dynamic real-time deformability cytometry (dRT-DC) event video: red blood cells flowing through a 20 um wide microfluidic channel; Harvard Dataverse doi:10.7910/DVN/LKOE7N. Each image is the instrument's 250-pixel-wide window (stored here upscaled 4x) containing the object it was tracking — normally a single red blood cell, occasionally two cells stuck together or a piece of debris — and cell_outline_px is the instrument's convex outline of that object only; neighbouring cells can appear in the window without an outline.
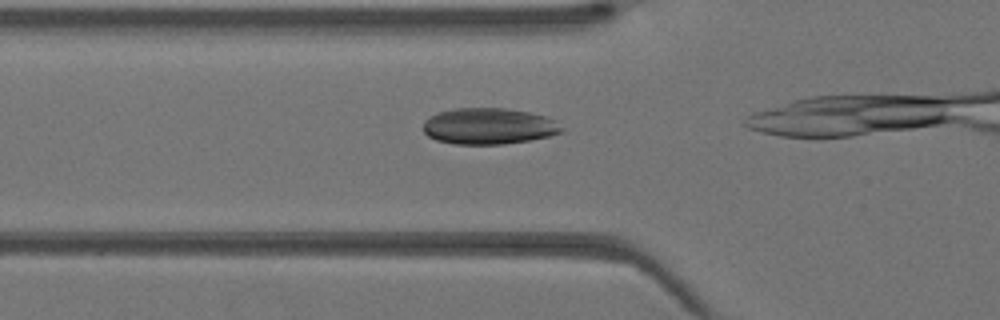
{"species": "Egyptian fruit bat (a non-hibernating species)", "species_latin": "Rousettus aegyptiacus", "temperature_condition": "warm", "stored_images_in_passage": 6, "camera_frame_rate_fps": 3000, "um_per_image_px": 0.085, "animal": {"sex": "female"}, "frame": {"image": 1, "passage_image": 2, "time_ms": 0.333, "image_size_px": [1000, 320], "cell_outline_px": [[564, 132], [548, 136], [528, 140], [504, 144], [456, 144], [436, 140], [428, 136], [424, 132], [424, 120], [428, 116], [436, 112], [456, 108], [504, 108], [528, 112], [548, 116], [556, 120], [564, 128]], "centroid_in_image_um": [41.55, 10.71], "position_along_channel_um": 84.2, "area_um2": 29.48}}
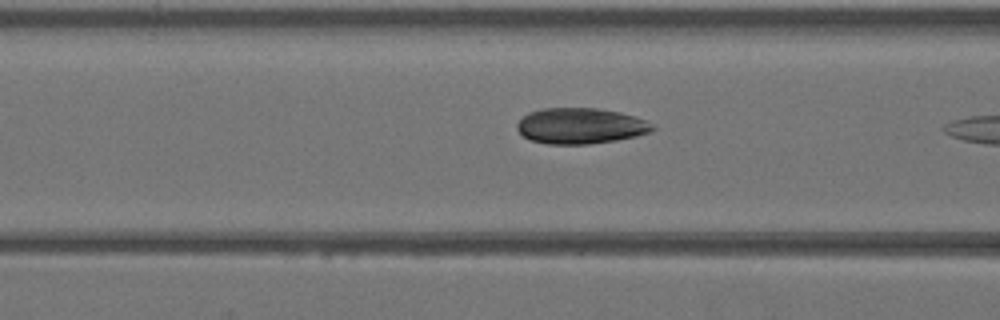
{"frame": {"image": 2, "passage_image": 4, "time_ms": 1.0, "image_size_px": [1000, 320], "cell_outline_px": [[656, 128], [652, 132], [636, 136], [616, 140], [588, 144], [548, 144], [528, 140], [516, 128], [516, 124], [528, 112], [544, 108], [600, 108], [620, 112], [644, 120], [652, 124]], "centroid_in_image_um": [49.33, 10.7], "position_along_channel_um": 117.3, "area_um2": 28.32}}